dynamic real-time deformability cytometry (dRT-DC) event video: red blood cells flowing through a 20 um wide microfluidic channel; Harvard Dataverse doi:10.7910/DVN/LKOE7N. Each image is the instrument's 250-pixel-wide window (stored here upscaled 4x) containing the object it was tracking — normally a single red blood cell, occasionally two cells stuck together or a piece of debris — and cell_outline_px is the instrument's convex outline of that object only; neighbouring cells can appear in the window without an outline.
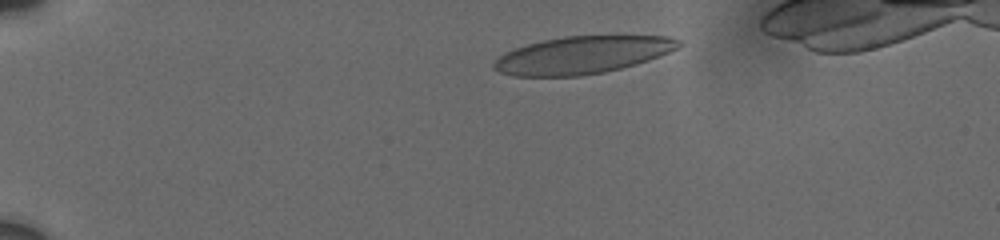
{"species": "human", "species_latin": "Homo sapiens", "temperature_condition": "cold", "stored_images_in_passage": 8, "camera_frame_rate_fps": 3000, "um_per_image_px": 0.085, "donor": {"sex": "male"}, "frame": {"image": 1, "passage_image": 1, "time_ms": 0.0, "image_size_px": [1000, 240], "cell_outline_px": [[680, 44], [676, 48], [668, 52], [648, 60], [636, 64], [604, 72], [580, 76], [512, 76], [500, 72], [492, 68], [492, 64], [500, 56], [516, 48], [528, 44], [544, 40], [564, 36], [668, 36], [680, 40]], "centroid_in_image_um": [49.48, 4.68], "position_along_channel_um": 35.5, "area_um2": 39.88}}
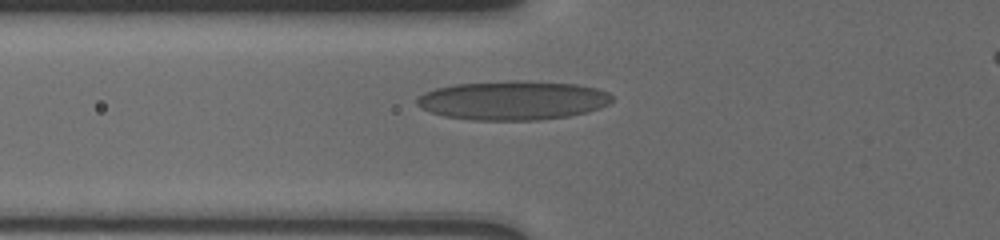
{"frame": {"image": 2, "passage_image": 5, "time_ms": 3.333, "image_size_px": [1000, 240], "cell_outline_px": [[612, 100], [608, 104], [600, 108], [568, 116], [536, 120], [472, 120], [444, 116], [420, 108], [416, 104], [416, 100], [424, 92], [436, 88], [452, 84], [508, 80], [524, 80], [576, 84], [596, 88], [608, 92], [612, 96]], "centroid_in_image_um": [43.57, 8.52], "position_along_channel_um": 82.2, "area_um2": 44.62}}
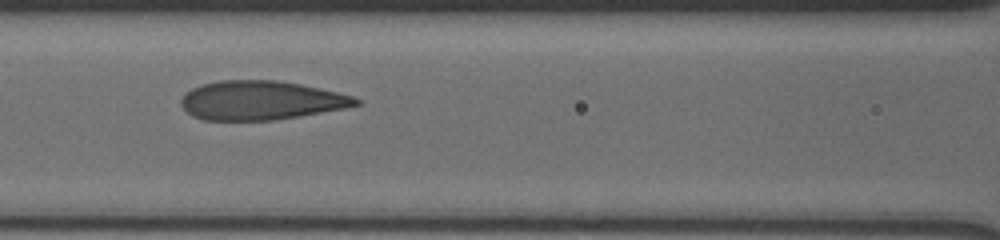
{"frame": {"image": 3, "passage_image": 7, "time_ms": 5.0, "image_size_px": [1000, 240], "cell_outline_px": [[360, 104], [344, 108], [300, 116], [272, 120], [204, 120], [192, 116], [180, 104], [180, 100], [192, 88], [200, 84], [220, 80], [276, 80], [300, 84], [320, 88], [352, 96], [360, 100]], "centroid_in_image_um": [22.15, 8.53], "position_along_channel_um": 144.4, "area_um2": 39.54}}